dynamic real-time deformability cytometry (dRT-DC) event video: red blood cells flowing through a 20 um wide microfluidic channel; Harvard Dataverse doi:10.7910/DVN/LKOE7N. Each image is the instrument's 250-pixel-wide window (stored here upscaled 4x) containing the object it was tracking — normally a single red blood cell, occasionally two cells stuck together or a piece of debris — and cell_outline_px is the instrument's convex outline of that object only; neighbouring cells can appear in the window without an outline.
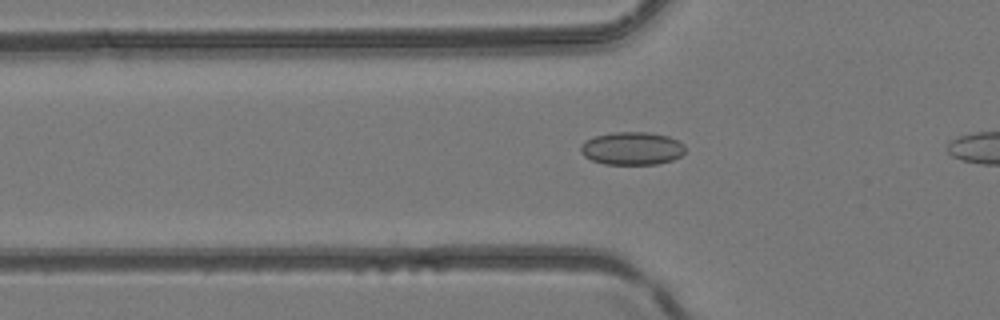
{"species": "common noctule bat (a hibernating species)", "species_latin": "Nyctalus noctula", "temperature_condition": "room temperature", "stored_images_in_passage": 27, "camera_frame_rate_fps": 3000, "um_per_image_px": 0.085, "animal": {"sex": "female", "body_mass_g": 24.6, "forearm_length_mm": 56.2}, "frame": {"image": 1, "passage_image": 5, "time_ms": 1.333, "image_size_px": [1000, 320], "cell_outline_px": [[684, 152], [680, 156], [672, 160], [656, 164], [604, 164], [592, 160], [584, 156], [580, 152], [580, 144], [584, 140], [596, 136], [612, 132], [648, 132], [668, 136], [684, 144]], "centroid_in_image_um": [53.68, 12.61], "position_along_channel_um": 72.1, "area_um2": 20.11}}
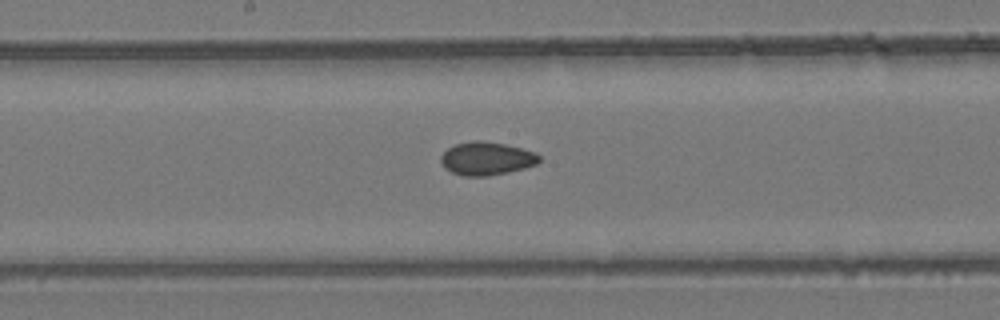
{"frame": {"image": 2, "passage_image": 14, "time_ms": 4.333, "image_size_px": [1000, 320], "cell_outline_px": [[540, 160], [536, 164], [524, 168], [508, 172], [488, 176], [464, 176], [452, 172], [444, 168], [440, 160], [440, 156], [448, 148], [456, 144], [472, 140], [480, 140], [504, 144], [536, 152], [540, 156]], "centroid_in_image_um": [41.34, 13.47], "position_along_channel_um": 206.9, "area_um2": 19.02}}
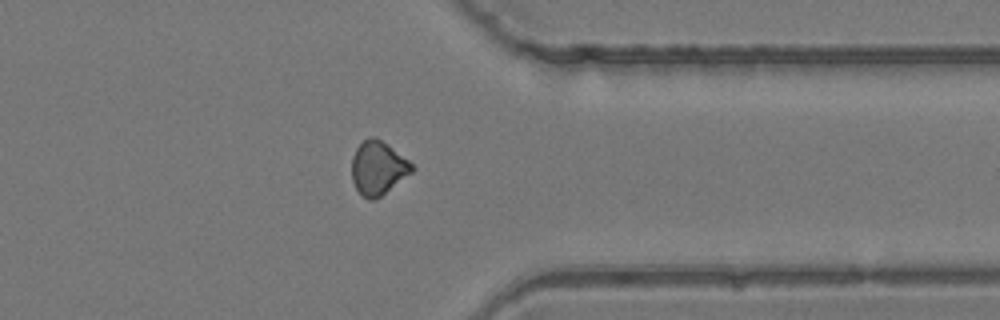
{"frame": {"image": 3, "passage_image": 26, "time_ms": 8.333, "image_size_px": [1000, 320], "cell_outline_px": [[416, 168], [412, 172], [376, 200], [368, 200], [356, 188], [352, 180], [352, 156], [356, 148], [364, 140], [372, 136], [376, 136], [388, 144], [408, 160]], "centroid_in_image_um": [32.13, 14.27], "position_along_channel_um": 379.3, "area_um2": 18.79}}